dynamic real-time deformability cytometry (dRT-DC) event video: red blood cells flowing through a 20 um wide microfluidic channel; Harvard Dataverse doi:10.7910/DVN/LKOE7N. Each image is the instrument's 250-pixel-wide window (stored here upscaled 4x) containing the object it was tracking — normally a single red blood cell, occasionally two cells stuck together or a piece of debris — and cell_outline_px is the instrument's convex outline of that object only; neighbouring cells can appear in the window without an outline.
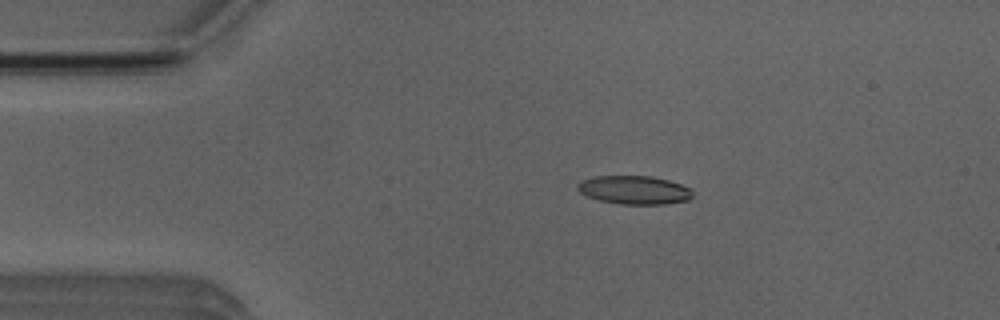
{"species": "Egyptian fruit bat (a non-hibernating species)", "species_latin": "Rousettus aegyptiacus", "temperature_condition": "room temperature", "stored_images_in_passage": 4, "camera_frame_rate_fps": 3000, "um_per_image_px": 0.085, "animal": {"sex": "male"}, "frame": {"image": 1, "passage_image": 3, "time_ms": 2.333, "image_size_px": [1000, 320], "cell_outline_px": [[692, 196], [688, 200], [664, 204], [620, 204], [600, 200], [588, 196], [580, 192], [576, 188], [576, 184], [580, 180], [592, 176], [652, 176], [668, 180], [680, 184], [688, 188], [692, 192]], "centroid_in_image_um": [53.86, 16.14], "position_along_channel_um": 31.1, "area_um2": 19.07}}